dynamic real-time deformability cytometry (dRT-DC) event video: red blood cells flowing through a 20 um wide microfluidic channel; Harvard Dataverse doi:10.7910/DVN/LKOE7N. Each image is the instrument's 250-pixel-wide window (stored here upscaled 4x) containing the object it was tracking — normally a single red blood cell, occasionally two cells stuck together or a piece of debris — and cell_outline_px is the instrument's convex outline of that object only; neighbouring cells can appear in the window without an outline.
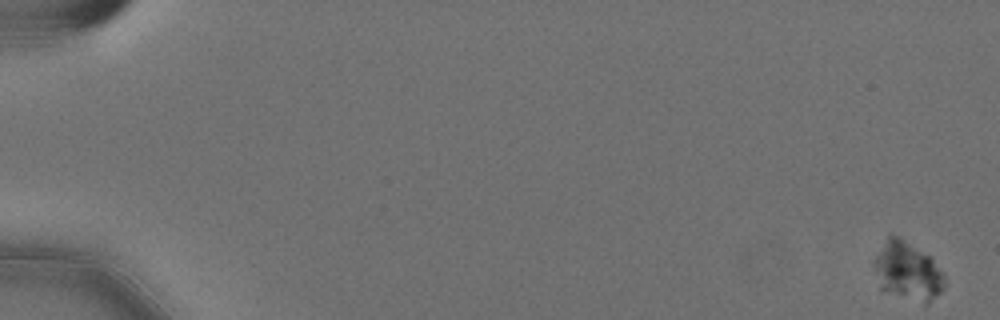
{"species": "Egyptian fruit bat (a non-hibernating species)", "species_latin": "Rousettus aegyptiacus", "temperature_condition": "cold", "stored_images_in_passage": 59, "camera_frame_rate_fps": 3000, "um_per_image_px": 0.085, "animal": {"sex": "female"}, "frame": {"image": 1, "passage_image": 1, "time_ms": 0.0, "image_size_px": [1000, 320], "cell_outline_px": [[944, 288], [928, 304], [924, 304], [884, 292], [880, 288], [872, 260], [888, 236], [900, 236], [928, 256], [932, 260], [944, 276]], "centroid_in_image_um": [77.11, 23.07], "position_along_channel_um": 7.9, "area_um2": 23.76}}
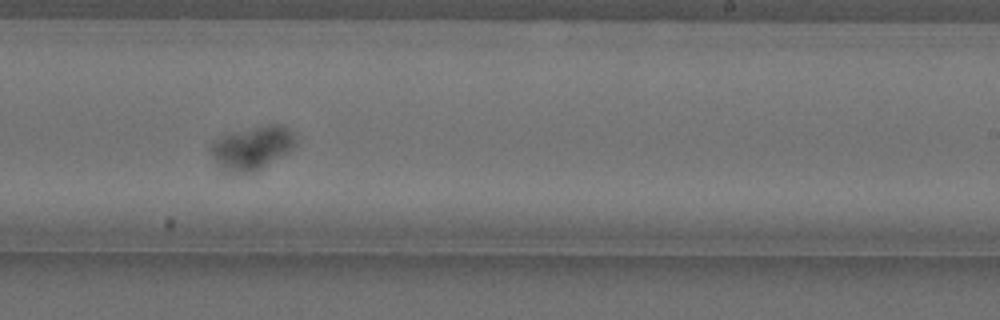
{"frame": {"image": 2, "passage_image": 38, "time_ms": 12.333, "image_size_px": [1000, 320], "cell_outline_px": [[300, 140], [288, 152], [260, 168], [252, 172], [220, 172], [208, 148], [212, 140], [220, 136], [232, 132], [268, 124], [284, 124]], "centroid_in_image_um": [21.39, 12.55], "position_along_channel_um": 267.6, "area_um2": 21.85}}
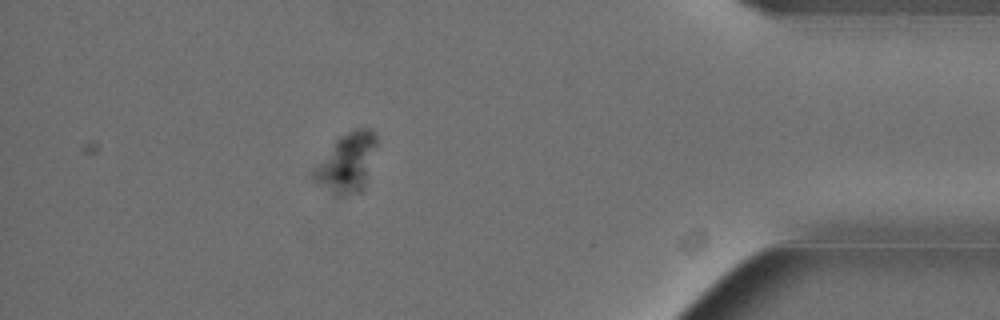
{"frame": {"image": 3, "passage_image": 53, "time_ms": 17.333, "image_size_px": [1000, 320], "cell_outline_px": [[376, 148], [364, 188], [360, 192], [344, 196], [336, 196], [312, 180], [312, 168], [336, 140], [340, 136], [356, 128], [372, 128], [376, 136]], "centroid_in_image_um": [29.47, 13.85], "position_along_channel_um": 405.7, "area_um2": 21.85}}